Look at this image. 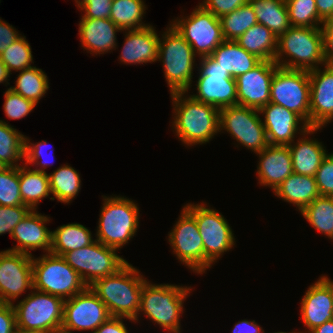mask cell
<instances>
[{
    "label": "cell",
    "mask_w": 333,
    "mask_h": 333,
    "mask_svg": "<svg viewBox=\"0 0 333 333\" xmlns=\"http://www.w3.org/2000/svg\"><path fill=\"white\" fill-rule=\"evenodd\" d=\"M270 102L298 114L310 126L309 71L278 67L271 82Z\"/></svg>",
    "instance_id": "cell-11"
},
{
    "label": "cell",
    "mask_w": 333,
    "mask_h": 333,
    "mask_svg": "<svg viewBox=\"0 0 333 333\" xmlns=\"http://www.w3.org/2000/svg\"><path fill=\"white\" fill-rule=\"evenodd\" d=\"M74 1L77 7H80L85 2V0H74Z\"/></svg>",
    "instance_id": "cell-57"
},
{
    "label": "cell",
    "mask_w": 333,
    "mask_h": 333,
    "mask_svg": "<svg viewBox=\"0 0 333 333\" xmlns=\"http://www.w3.org/2000/svg\"><path fill=\"white\" fill-rule=\"evenodd\" d=\"M264 329L260 327L255 320H240L232 328V333H264Z\"/></svg>",
    "instance_id": "cell-52"
},
{
    "label": "cell",
    "mask_w": 333,
    "mask_h": 333,
    "mask_svg": "<svg viewBox=\"0 0 333 333\" xmlns=\"http://www.w3.org/2000/svg\"><path fill=\"white\" fill-rule=\"evenodd\" d=\"M113 0H85L78 7L84 14L82 18L108 19L110 18L111 5Z\"/></svg>",
    "instance_id": "cell-46"
},
{
    "label": "cell",
    "mask_w": 333,
    "mask_h": 333,
    "mask_svg": "<svg viewBox=\"0 0 333 333\" xmlns=\"http://www.w3.org/2000/svg\"><path fill=\"white\" fill-rule=\"evenodd\" d=\"M310 127H324L333 120V67L309 71Z\"/></svg>",
    "instance_id": "cell-21"
},
{
    "label": "cell",
    "mask_w": 333,
    "mask_h": 333,
    "mask_svg": "<svg viewBox=\"0 0 333 333\" xmlns=\"http://www.w3.org/2000/svg\"><path fill=\"white\" fill-rule=\"evenodd\" d=\"M29 289H33L32 256L0 251V302L14 304Z\"/></svg>",
    "instance_id": "cell-17"
},
{
    "label": "cell",
    "mask_w": 333,
    "mask_h": 333,
    "mask_svg": "<svg viewBox=\"0 0 333 333\" xmlns=\"http://www.w3.org/2000/svg\"><path fill=\"white\" fill-rule=\"evenodd\" d=\"M32 48L21 35L14 43H12L5 51L0 54V58L8 68L9 72H18L33 67Z\"/></svg>",
    "instance_id": "cell-40"
},
{
    "label": "cell",
    "mask_w": 333,
    "mask_h": 333,
    "mask_svg": "<svg viewBox=\"0 0 333 333\" xmlns=\"http://www.w3.org/2000/svg\"><path fill=\"white\" fill-rule=\"evenodd\" d=\"M33 289L66 300L82 292L88 286L81 276L62 256L45 253L32 256Z\"/></svg>",
    "instance_id": "cell-7"
},
{
    "label": "cell",
    "mask_w": 333,
    "mask_h": 333,
    "mask_svg": "<svg viewBox=\"0 0 333 333\" xmlns=\"http://www.w3.org/2000/svg\"><path fill=\"white\" fill-rule=\"evenodd\" d=\"M123 32H125V42L119 56L121 63L143 65L157 62L160 37L152 25Z\"/></svg>",
    "instance_id": "cell-24"
},
{
    "label": "cell",
    "mask_w": 333,
    "mask_h": 333,
    "mask_svg": "<svg viewBox=\"0 0 333 333\" xmlns=\"http://www.w3.org/2000/svg\"><path fill=\"white\" fill-rule=\"evenodd\" d=\"M265 333V332H264ZM273 333H291V332H283V331H279V332H273Z\"/></svg>",
    "instance_id": "cell-59"
},
{
    "label": "cell",
    "mask_w": 333,
    "mask_h": 333,
    "mask_svg": "<svg viewBox=\"0 0 333 333\" xmlns=\"http://www.w3.org/2000/svg\"><path fill=\"white\" fill-rule=\"evenodd\" d=\"M323 35V58L325 65L333 67V20L321 26Z\"/></svg>",
    "instance_id": "cell-49"
},
{
    "label": "cell",
    "mask_w": 333,
    "mask_h": 333,
    "mask_svg": "<svg viewBox=\"0 0 333 333\" xmlns=\"http://www.w3.org/2000/svg\"><path fill=\"white\" fill-rule=\"evenodd\" d=\"M18 72L15 86L9 88L37 105L50 88L47 74L35 66Z\"/></svg>",
    "instance_id": "cell-35"
},
{
    "label": "cell",
    "mask_w": 333,
    "mask_h": 333,
    "mask_svg": "<svg viewBox=\"0 0 333 333\" xmlns=\"http://www.w3.org/2000/svg\"><path fill=\"white\" fill-rule=\"evenodd\" d=\"M309 333H333V319L326 321L321 326L312 329Z\"/></svg>",
    "instance_id": "cell-54"
},
{
    "label": "cell",
    "mask_w": 333,
    "mask_h": 333,
    "mask_svg": "<svg viewBox=\"0 0 333 333\" xmlns=\"http://www.w3.org/2000/svg\"><path fill=\"white\" fill-rule=\"evenodd\" d=\"M319 19L325 23L333 20V0H315Z\"/></svg>",
    "instance_id": "cell-53"
},
{
    "label": "cell",
    "mask_w": 333,
    "mask_h": 333,
    "mask_svg": "<svg viewBox=\"0 0 333 333\" xmlns=\"http://www.w3.org/2000/svg\"><path fill=\"white\" fill-rule=\"evenodd\" d=\"M258 109L232 105L219 110V132L225 130L238 143L255 154L269 145Z\"/></svg>",
    "instance_id": "cell-10"
},
{
    "label": "cell",
    "mask_w": 333,
    "mask_h": 333,
    "mask_svg": "<svg viewBox=\"0 0 333 333\" xmlns=\"http://www.w3.org/2000/svg\"><path fill=\"white\" fill-rule=\"evenodd\" d=\"M300 315L307 331L291 333H309L333 319V281L326 275L311 284L306 290L300 305Z\"/></svg>",
    "instance_id": "cell-20"
},
{
    "label": "cell",
    "mask_w": 333,
    "mask_h": 333,
    "mask_svg": "<svg viewBox=\"0 0 333 333\" xmlns=\"http://www.w3.org/2000/svg\"><path fill=\"white\" fill-rule=\"evenodd\" d=\"M291 26L321 28L315 0H285Z\"/></svg>",
    "instance_id": "cell-39"
},
{
    "label": "cell",
    "mask_w": 333,
    "mask_h": 333,
    "mask_svg": "<svg viewBox=\"0 0 333 333\" xmlns=\"http://www.w3.org/2000/svg\"><path fill=\"white\" fill-rule=\"evenodd\" d=\"M257 155L259 156L256 172L258 183L272 188L274 192L293 173L290 149L288 146L268 145Z\"/></svg>",
    "instance_id": "cell-23"
},
{
    "label": "cell",
    "mask_w": 333,
    "mask_h": 333,
    "mask_svg": "<svg viewBox=\"0 0 333 333\" xmlns=\"http://www.w3.org/2000/svg\"><path fill=\"white\" fill-rule=\"evenodd\" d=\"M186 94H171L173 132L187 147L206 144L219 133V109Z\"/></svg>",
    "instance_id": "cell-1"
},
{
    "label": "cell",
    "mask_w": 333,
    "mask_h": 333,
    "mask_svg": "<svg viewBox=\"0 0 333 333\" xmlns=\"http://www.w3.org/2000/svg\"><path fill=\"white\" fill-rule=\"evenodd\" d=\"M301 212L320 196L315 177L292 173L273 192Z\"/></svg>",
    "instance_id": "cell-28"
},
{
    "label": "cell",
    "mask_w": 333,
    "mask_h": 333,
    "mask_svg": "<svg viewBox=\"0 0 333 333\" xmlns=\"http://www.w3.org/2000/svg\"><path fill=\"white\" fill-rule=\"evenodd\" d=\"M134 322L132 319L125 317H110L106 322L102 323L94 333H129L125 326L124 320Z\"/></svg>",
    "instance_id": "cell-51"
},
{
    "label": "cell",
    "mask_w": 333,
    "mask_h": 333,
    "mask_svg": "<svg viewBox=\"0 0 333 333\" xmlns=\"http://www.w3.org/2000/svg\"><path fill=\"white\" fill-rule=\"evenodd\" d=\"M191 286L175 284H152L148 279L144 282L140 309L138 316L133 320L139 321L144 314L151 322L161 326L165 331H181V316L184 313L183 304L188 294L192 291ZM141 312V313H140Z\"/></svg>",
    "instance_id": "cell-3"
},
{
    "label": "cell",
    "mask_w": 333,
    "mask_h": 333,
    "mask_svg": "<svg viewBox=\"0 0 333 333\" xmlns=\"http://www.w3.org/2000/svg\"><path fill=\"white\" fill-rule=\"evenodd\" d=\"M49 146L47 145L46 140H41L39 143H31L29 137L25 136V146H24V161L26 165H33L36 167L34 170L41 171V172H46V168L49 166H53V164H50L51 162L50 159L46 156H48V153H45L46 149ZM51 148H48V150ZM45 150V151H44ZM53 151V148L51 149ZM49 152V151H48ZM47 155H45V154ZM48 158L44 159L43 158ZM54 157V153L52 155ZM39 167V168H38Z\"/></svg>",
    "instance_id": "cell-43"
},
{
    "label": "cell",
    "mask_w": 333,
    "mask_h": 333,
    "mask_svg": "<svg viewBox=\"0 0 333 333\" xmlns=\"http://www.w3.org/2000/svg\"><path fill=\"white\" fill-rule=\"evenodd\" d=\"M315 180L320 196L333 197V153L327 154L316 171Z\"/></svg>",
    "instance_id": "cell-45"
},
{
    "label": "cell",
    "mask_w": 333,
    "mask_h": 333,
    "mask_svg": "<svg viewBox=\"0 0 333 333\" xmlns=\"http://www.w3.org/2000/svg\"><path fill=\"white\" fill-rule=\"evenodd\" d=\"M50 217L44 216L36 210H31L14 228L11 238L17 244L9 251L25 253L33 256L30 251L37 249L50 253L52 247V231L45 224L49 223Z\"/></svg>",
    "instance_id": "cell-22"
},
{
    "label": "cell",
    "mask_w": 333,
    "mask_h": 333,
    "mask_svg": "<svg viewBox=\"0 0 333 333\" xmlns=\"http://www.w3.org/2000/svg\"><path fill=\"white\" fill-rule=\"evenodd\" d=\"M10 73L8 68L6 67V65L3 63V61L0 58V83H5L6 86L10 85V83L8 82V78L10 77Z\"/></svg>",
    "instance_id": "cell-55"
},
{
    "label": "cell",
    "mask_w": 333,
    "mask_h": 333,
    "mask_svg": "<svg viewBox=\"0 0 333 333\" xmlns=\"http://www.w3.org/2000/svg\"><path fill=\"white\" fill-rule=\"evenodd\" d=\"M64 302L61 297L32 289L24 299L13 304L16 328L60 333Z\"/></svg>",
    "instance_id": "cell-8"
},
{
    "label": "cell",
    "mask_w": 333,
    "mask_h": 333,
    "mask_svg": "<svg viewBox=\"0 0 333 333\" xmlns=\"http://www.w3.org/2000/svg\"><path fill=\"white\" fill-rule=\"evenodd\" d=\"M184 207L195 217L203 240L205 273L224 252L234 248L235 236L227 219L218 210L208 207L206 202L188 203Z\"/></svg>",
    "instance_id": "cell-9"
},
{
    "label": "cell",
    "mask_w": 333,
    "mask_h": 333,
    "mask_svg": "<svg viewBox=\"0 0 333 333\" xmlns=\"http://www.w3.org/2000/svg\"><path fill=\"white\" fill-rule=\"evenodd\" d=\"M248 3L258 24L270 29L277 38L291 27L285 0H248Z\"/></svg>",
    "instance_id": "cell-30"
},
{
    "label": "cell",
    "mask_w": 333,
    "mask_h": 333,
    "mask_svg": "<svg viewBox=\"0 0 333 333\" xmlns=\"http://www.w3.org/2000/svg\"><path fill=\"white\" fill-rule=\"evenodd\" d=\"M103 206L99 214L96 240L121 250L139 228V206L124 196H102Z\"/></svg>",
    "instance_id": "cell-5"
},
{
    "label": "cell",
    "mask_w": 333,
    "mask_h": 333,
    "mask_svg": "<svg viewBox=\"0 0 333 333\" xmlns=\"http://www.w3.org/2000/svg\"><path fill=\"white\" fill-rule=\"evenodd\" d=\"M4 113L10 120L22 119L28 116L30 112L35 108L36 104L30 100H27L18 93H15L12 89L7 88L4 92Z\"/></svg>",
    "instance_id": "cell-42"
},
{
    "label": "cell",
    "mask_w": 333,
    "mask_h": 333,
    "mask_svg": "<svg viewBox=\"0 0 333 333\" xmlns=\"http://www.w3.org/2000/svg\"><path fill=\"white\" fill-rule=\"evenodd\" d=\"M197 93L191 95L194 99L215 106L219 110L237 105L236 80L211 57L199 58Z\"/></svg>",
    "instance_id": "cell-14"
},
{
    "label": "cell",
    "mask_w": 333,
    "mask_h": 333,
    "mask_svg": "<svg viewBox=\"0 0 333 333\" xmlns=\"http://www.w3.org/2000/svg\"><path fill=\"white\" fill-rule=\"evenodd\" d=\"M16 314L13 304L0 302V333H15Z\"/></svg>",
    "instance_id": "cell-48"
},
{
    "label": "cell",
    "mask_w": 333,
    "mask_h": 333,
    "mask_svg": "<svg viewBox=\"0 0 333 333\" xmlns=\"http://www.w3.org/2000/svg\"><path fill=\"white\" fill-rule=\"evenodd\" d=\"M25 135L0 119V160L6 167H18L24 161Z\"/></svg>",
    "instance_id": "cell-36"
},
{
    "label": "cell",
    "mask_w": 333,
    "mask_h": 333,
    "mask_svg": "<svg viewBox=\"0 0 333 333\" xmlns=\"http://www.w3.org/2000/svg\"><path fill=\"white\" fill-rule=\"evenodd\" d=\"M0 205H24L19 186V166L6 167L0 171Z\"/></svg>",
    "instance_id": "cell-41"
},
{
    "label": "cell",
    "mask_w": 333,
    "mask_h": 333,
    "mask_svg": "<svg viewBox=\"0 0 333 333\" xmlns=\"http://www.w3.org/2000/svg\"><path fill=\"white\" fill-rule=\"evenodd\" d=\"M300 213L314 229L333 240V197L319 196Z\"/></svg>",
    "instance_id": "cell-37"
},
{
    "label": "cell",
    "mask_w": 333,
    "mask_h": 333,
    "mask_svg": "<svg viewBox=\"0 0 333 333\" xmlns=\"http://www.w3.org/2000/svg\"><path fill=\"white\" fill-rule=\"evenodd\" d=\"M6 166L3 164V162L0 160V171L5 169Z\"/></svg>",
    "instance_id": "cell-58"
},
{
    "label": "cell",
    "mask_w": 333,
    "mask_h": 333,
    "mask_svg": "<svg viewBox=\"0 0 333 333\" xmlns=\"http://www.w3.org/2000/svg\"><path fill=\"white\" fill-rule=\"evenodd\" d=\"M320 129L323 127H310L302 133V138L299 137L296 142L293 141L288 145L293 173L315 177L316 171L327 156L328 151L322 142L308 136L317 133Z\"/></svg>",
    "instance_id": "cell-26"
},
{
    "label": "cell",
    "mask_w": 333,
    "mask_h": 333,
    "mask_svg": "<svg viewBox=\"0 0 333 333\" xmlns=\"http://www.w3.org/2000/svg\"><path fill=\"white\" fill-rule=\"evenodd\" d=\"M143 0H113L110 19L122 30H136L150 26L142 22L146 14Z\"/></svg>",
    "instance_id": "cell-34"
},
{
    "label": "cell",
    "mask_w": 333,
    "mask_h": 333,
    "mask_svg": "<svg viewBox=\"0 0 333 333\" xmlns=\"http://www.w3.org/2000/svg\"><path fill=\"white\" fill-rule=\"evenodd\" d=\"M274 62L279 67L296 70L324 67L321 28L291 26L278 37Z\"/></svg>",
    "instance_id": "cell-4"
},
{
    "label": "cell",
    "mask_w": 333,
    "mask_h": 333,
    "mask_svg": "<svg viewBox=\"0 0 333 333\" xmlns=\"http://www.w3.org/2000/svg\"><path fill=\"white\" fill-rule=\"evenodd\" d=\"M81 47L97 55L116 50L117 33L122 30L110 19L81 18L79 22ZM111 50V51H110Z\"/></svg>",
    "instance_id": "cell-25"
},
{
    "label": "cell",
    "mask_w": 333,
    "mask_h": 333,
    "mask_svg": "<svg viewBox=\"0 0 333 333\" xmlns=\"http://www.w3.org/2000/svg\"><path fill=\"white\" fill-rule=\"evenodd\" d=\"M168 242L181 264H185L195 274L204 273L203 240L195 217L185 207L168 234Z\"/></svg>",
    "instance_id": "cell-16"
},
{
    "label": "cell",
    "mask_w": 333,
    "mask_h": 333,
    "mask_svg": "<svg viewBox=\"0 0 333 333\" xmlns=\"http://www.w3.org/2000/svg\"><path fill=\"white\" fill-rule=\"evenodd\" d=\"M31 209L25 205H0V235L9 233L10 237L16 225L26 217Z\"/></svg>",
    "instance_id": "cell-44"
},
{
    "label": "cell",
    "mask_w": 333,
    "mask_h": 333,
    "mask_svg": "<svg viewBox=\"0 0 333 333\" xmlns=\"http://www.w3.org/2000/svg\"><path fill=\"white\" fill-rule=\"evenodd\" d=\"M15 333H49V332L34 331V330H23V329L16 328Z\"/></svg>",
    "instance_id": "cell-56"
},
{
    "label": "cell",
    "mask_w": 333,
    "mask_h": 333,
    "mask_svg": "<svg viewBox=\"0 0 333 333\" xmlns=\"http://www.w3.org/2000/svg\"><path fill=\"white\" fill-rule=\"evenodd\" d=\"M50 192L58 202L69 204L81 190L80 174L70 165H61L49 173Z\"/></svg>",
    "instance_id": "cell-33"
},
{
    "label": "cell",
    "mask_w": 333,
    "mask_h": 333,
    "mask_svg": "<svg viewBox=\"0 0 333 333\" xmlns=\"http://www.w3.org/2000/svg\"><path fill=\"white\" fill-rule=\"evenodd\" d=\"M147 279L127 263L117 273L95 280L89 287L106 305L111 317L134 320L140 309L141 292Z\"/></svg>",
    "instance_id": "cell-2"
},
{
    "label": "cell",
    "mask_w": 333,
    "mask_h": 333,
    "mask_svg": "<svg viewBox=\"0 0 333 333\" xmlns=\"http://www.w3.org/2000/svg\"><path fill=\"white\" fill-rule=\"evenodd\" d=\"M247 3L248 0H203L199 4L207 11L212 12L217 18H221Z\"/></svg>",
    "instance_id": "cell-47"
},
{
    "label": "cell",
    "mask_w": 333,
    "mask_h": 333,
    "mask_svg": "<svg viewBox=\"0 0 333 333\" xmlns=\"http://www.w3.org/2000/svg\"><path fill=\"white\" fill-rule=\"evenodd\" d=\"M22 34L0 17V54L14 43Z\"/></svg>",
    "instance_id": "cell-50"
},
{
    "label": "cell",
    "mask_w": 333,
    "mask_h": 333,
    "mask_svg": "<svg viewBox=\"0 0 333 333\" xmlns=\"http://www.w3.org/2000/svg\"><path fill=\"white\" fill-rule=\"evenodd\" d=\"M157 61H161L170 94L188 92L192 87L195 58L191 45L170 23L161 34Z\"/></svg>",
    "instance_id": "cell-6"
},
{
    "label": "cell",
    "mask_w": 333,
    "mask_h": 333,
    "mask_svg": "<svg viewBox=\"0 0 333 333\" xmlns=\"http://www.w3.org/2000/svg\"><path fill=\"white\" fill-rule=\"evenodd\" d=\"M169 333H182L181 331H173V332H169Z\"/></svg>",
    "instance_id": "cell-60"
},
{
    "label": "cell",
    "mask_w": 333,
    "mask_h": 333,
    "mask_svg": "<svg viewBox=\"0 0 333 333\" xmlns=\"http://www.w3.org/2000/svg\"><path fill=\"white\" fill-rule=\"evenodd\" d=\"M210 56L234 79L250 71L262 61L234 40H224Z\"/></svg>",
    "instance_id": "cell-27"
},
{
    "label": "cell",
    "mask_w": 333,
    "mask_h": 333,
    "mask_svg": "<svg viewBox=\"0 0 333 333\" xmlns=\"http://www.w3.org/2000/svg\"><path fill=\"white\" fill-rule=\"evenodd\" d=\"M111 315L106 305L88 286L64 302L63 322L60 333L94 331Z\"/></svg>",
    "instance_id": "cell-15"
},
{
    "label": "cell",
    "mask_w": 333,
    "mask_h": 333,
    "mask_svg": "<svg viewBox=\"0 0 333 333\" xmlns=\"http://www.w3.org/2000/svg\"><path fill=\"white\" fill-rule=\"evenodd\" d=\"M117 251L95 239L89 246L69 251L62 257L90 286L99 278L117 273L128 263Z\"/></svg>",
    "instance_id": "cell-13"
},
{
    "label": "cell",
    "mask_w": 333,
    "mask_h": 333,
    "mask_svg": "<svg viewBox=\"0 0 333 333\" xmlns=\"http://www.w3.org/2000/svg\"><path fill=\"white\" fill-rule=\"evenodd\" d=\"M23 165L19 166L20 195L25 206L37 210L40 201L51 194L49 174Z\"/></svg>",
    "instance_id": "cell-29"
},
{
    "label": "cell",
    "mask_w": 333,
    "mask_h": 333,
    "mask_svg": "<svg viewBox=\"0 0 333 333\" xmlns=\"http://www.w3.org/2000/svg\"><path fill=\"white\" fill-rule=\"evenodd\" d=\"M279 66L274 61H261L250 71L235 78L237 104L260 109L270 102L271 82Z\"/></svg>",
    "instance_id": "cell-18"
},
{
    "label": "cell",
    "mask_w": 333,
    "mask_h": 333,
    "mask_svg": "<svg viewBox=\"0 0 333 333\" xmlns=\"http://www.w3.org/2000/svg\"><path fill=\"white\" fill-rule=\"evenodd\" d=\"M269 145L288 146L310 126L296 113L269 102L259 109ZM302 123V124H301ZM296 137V138H295Z\"/></svg>",
    "instance_id": "cell-19"
},
{
    "label": "cell",
    "mask_w": 333,
    "mask_h": 333,
    "mask_svg": "<svg viewBox=\"0 0 333 333\" xmlns=\"http://www.w3.org/2000/svg\"><path fill=\"white\" fill-rule=\"evenodd\" d=\"M277 40V36L270 29L257 23L245 31L236 42L262 61H274Z\"/></svg>",
    "instance_id": "cell-31"
},
{
    "label": "cell",
    "mask_w": 333,
    "mask_h": 333,
    "mask_svg": "<svg viewBox=\"0 0 333 333\" xmlns=\"http://www.w3.org/2000/svg\"><path fill=\"white\" fill-rule=\"evenodd\" d=\"M220 22L224 39L234 41L258 23L255 12L249 3L222 16Z\"/></svg>",
    "instance_id": "cell-38"
},
{
    "label": "cell",
    "mask_w": 333,
    "mask_h": 333,
    "mask_svg": "<svg viewBox=\"0 0 333 333\" xmlns=\"http://www.w3.org/2000/svg\"><path fill=\"white\" fill-rule=\"evenodd\" d=\"M94 241L91 231L86 226L79 223H69L52 231L50 253L63 256L69 251L89 246Z\"/></svg>",
    "instance_id": "cell-32"
},
{
    "label": "cell",
    "mask_w": 333,
    "mask_h": 333,
    "mask_svg": "<svg viewBox=\"0 0 333 333\" xmlns=\"http://www.w3.org/2000/svg\"><path fill=\"white\" fill-rule=\"evenodd\" d=\"M171 24L191 45L199 58L210 56L215 48L225 40L220 18L204 9L200 4L189 16L177 17L172 20Z\"/></svg>",
    "instance_id": "cell-12"
}]
</instances>
